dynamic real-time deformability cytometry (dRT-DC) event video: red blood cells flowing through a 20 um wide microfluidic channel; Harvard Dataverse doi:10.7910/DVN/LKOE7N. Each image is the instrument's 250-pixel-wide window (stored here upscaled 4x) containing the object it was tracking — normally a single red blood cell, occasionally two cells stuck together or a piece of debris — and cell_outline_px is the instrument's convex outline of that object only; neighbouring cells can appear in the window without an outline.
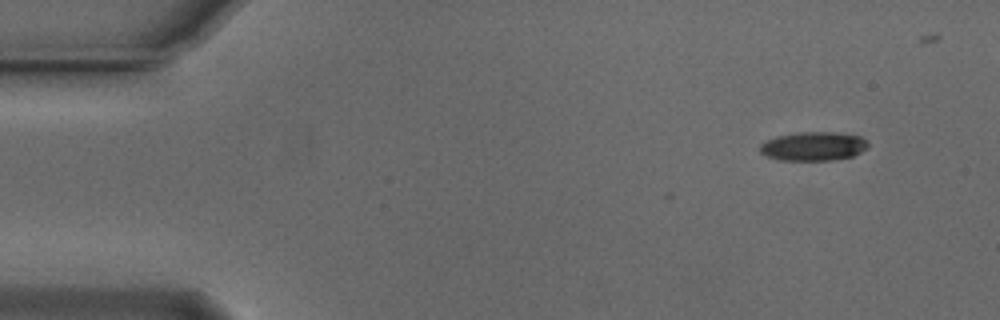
{"species": "Egyptian fruit bat (a non-hibernating species)", "species_latin": "Rousettus aegyptiacus", "temperature_condition": "cold", "stored_images_in_passage": 39, "camera_frame_rate_fps": 3000, "um_per_image_px": 0.085, "animal": {"sex": "male"}, "frame": {"image": 1, "passage_image": 1, "time_ms": 0.0, "image_size_px": [1000, 320], "cell_outline_px": [[868, 148], [852, 156], [832, 160], [780, 160], [768, 156], [760, 152], [760, 144], [776, 136], [800, 132], [836, 132], [860, 136], [868, 144]], "centroid_in_image_um": [69.14, 12.43], "position_along_channel_um": 15.9, "area_um2": 18.03}}
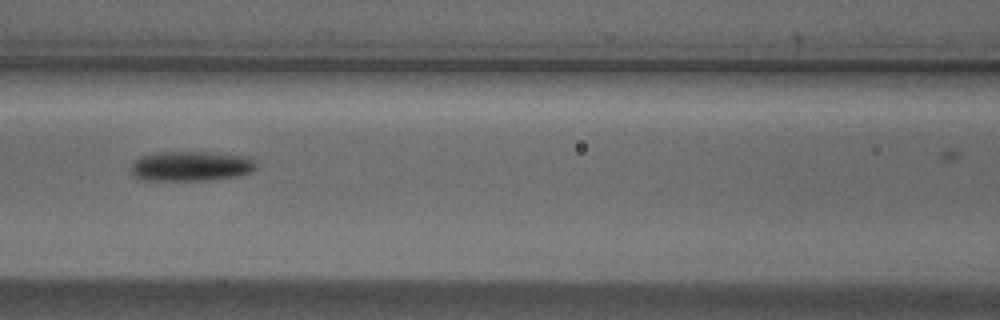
{"frame": {"image": 2, "passage_image": 20, "time_ms": 6.333, "image_size_px": [1000, 320], "cell_outline_px": [[256, 168], [252, 172], [236, 176], [208, 180], [140, 180], [128, 168], [132, 160], [140, 156], [156, 152], [208, 152], [252, 156], [256, 160]], "centroid_in_image_um": [16.22, 14.11], "position_along_channel_um": 150.4, "area_um2": 22.25}}
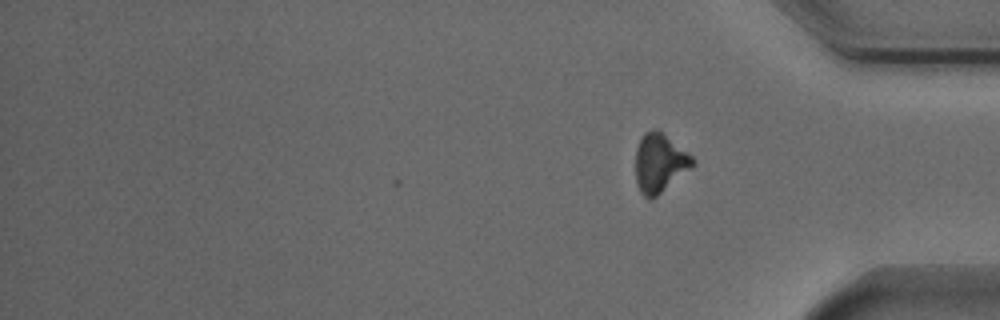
{"frame": {"image": 3, "passage_image": 39, "time_ms": 12.667, "image_size_px": [1000, 320], "cell_outline_px": [[696, 164], [692, 168], [652, 200], [648, 200], [640, 192], [636, 184], [636, 148], [644, 132], [652, 128], [656, 128], [688, 152], [696, 160]], "centroid_in_image_um": [56.08, 13.87], "position_along_channel_um": 379.1, "area_um2": 19.83}, "authors_computed_cell_mechanics": {"area_um2": 20.4612, "velocity_mm_per_s": 3.751, "shape_relaxation_time_tau1_ms": 3.7292, "shape_relaxation_time_tau2_ms": null, "deformation_change_tau1": 0.1108, "deformation_change_tau2": null}}